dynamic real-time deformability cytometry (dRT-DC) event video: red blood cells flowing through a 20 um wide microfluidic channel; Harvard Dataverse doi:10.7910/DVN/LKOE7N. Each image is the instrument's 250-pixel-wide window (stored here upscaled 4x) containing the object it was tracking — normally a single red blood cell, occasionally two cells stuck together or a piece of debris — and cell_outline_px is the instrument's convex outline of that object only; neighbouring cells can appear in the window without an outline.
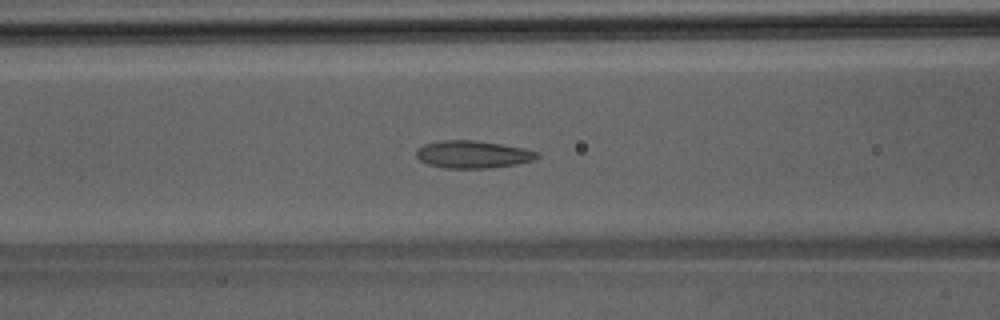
{"species": "Egyptian fruit bat (a non-hibernating species)", "species_latin": "Rousettus aegyptiacus", "temperature_condition": "room temperature", "stored_images_in_passage": 36, "camera_frame_rate_fps": 3000, "um_per_image_px": 0.085, "animal": {"sex": "male"}, "frame": {"image": 1, "passage_image": 7, "time_ms": 2.0, "image_size_px": [1000, 320], "cell_outline_px": [[540, 156], [532, 160], [516, 164], [488, 168], [444, 168], [428, 164], [420, 160], [416, 156], [416, 152], [424, 144], [440, 140], [476, 140], [524, 148], [540, 152]], "centroid_in_image_um": [40.2, 13.12], "position_along_channel_um": 126.4, "area_um2": 19.31}}
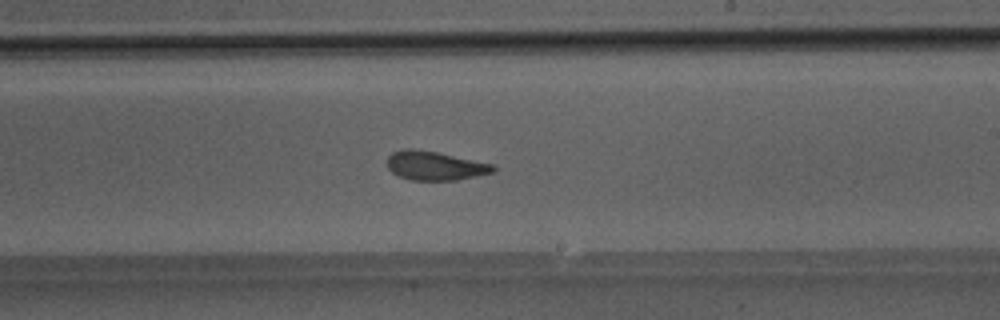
{"frame": {"image": 2, "passage_image": 16, "time_ms": 5.0, "image_size_px": [1000, 320], "cell_outline_px": [[496, 172], [456, 180], [408, 180], [392, 172], [388, 168], [388, 156], [392, 152], [404, 148], [408, 148], [436, 152], [496, 164]], "centroid_in_image_um": [37.01, 14.09], "position_along_channel_um": 252.0, "area_um2": 17.98}}
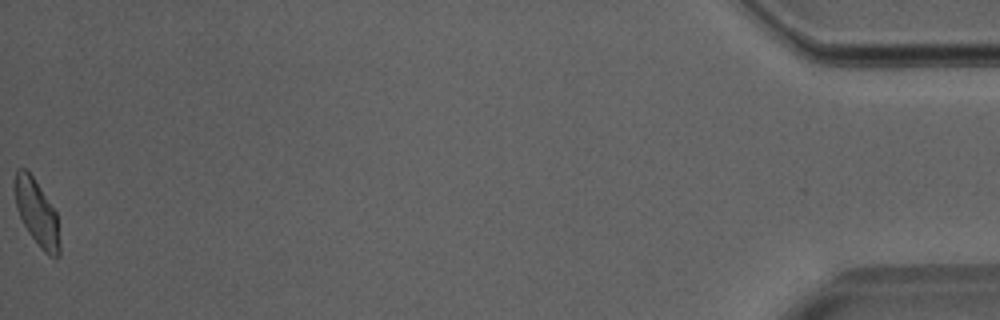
{"frame": {"image": 3, "passage_image": 36, "time_ms": 11.667, "image_size_px": [1000, 320], "cell_outline_px": [[60, 256], [56, 260], [48, 256], [40, 248], [28, 232], [16, 208], [12, 184], [16, 168], [24, 168], [32, 176], [56, 212], [60, 244]], "centroid_in_image_um": [3.11, 18.11], "position_along_channel_um": 432.1, "area_um2": 17.51}}